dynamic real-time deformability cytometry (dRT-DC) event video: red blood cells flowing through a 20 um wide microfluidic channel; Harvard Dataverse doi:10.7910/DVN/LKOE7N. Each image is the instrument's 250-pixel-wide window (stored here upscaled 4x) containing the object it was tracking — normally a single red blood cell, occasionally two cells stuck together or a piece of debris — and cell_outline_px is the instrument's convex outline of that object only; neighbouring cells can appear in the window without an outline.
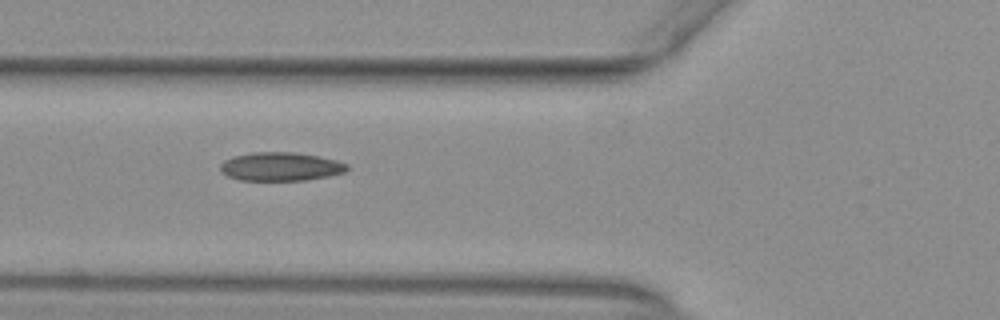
{"species": "common noctule bat (a hibernating species)", "species_latin": "Nyctalus noctula", "temperature_condition": "warm", "stored_images_in_passage": 29, "camera_frame_rate_fps": 3000, "um_per_image_px": 0.085, "animal": {"sex": "female", "body_mass_g": 29.2, "forearm_length_mm": 56.3}, "frame": {"image": 1, "passage_image": 4, "time_ms": 1.0, "image_size_px": [1000, 320], "cell_outline_px": [[348, 168], [344, 172], [328, 176], [304, 180], [240, 180], [228, 176], [220, 168], [220, 164], [224, 160], [232, 156], [252, 152], [292, 152], [316, 156], [336, 160], [348, 164]], "centroid_in_image_um": [23.83, 14.15], "position_along_channel_um": 102.0, "area_um2": 20.92}}
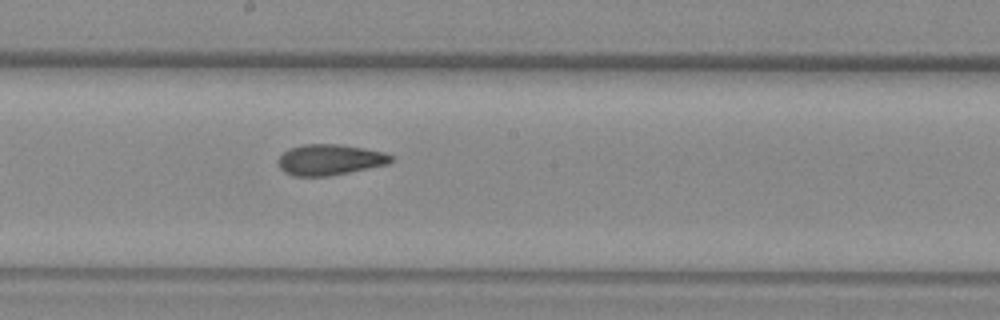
{"frame": {"image": 2, "passage_image": 13, "time_ms": 4.0, "image_size_px": [1000, 320], "cell_outline_px": [[392, 160], [388, 164], [328, 176], [292, 176], [284, 172], [280, 168], [280, 156], [288, 148], [304, 144], [340, 144], [364, 148], [384, 152], [392, 156]], "centroid_in_image_um": [28.02, 13.57], "position_along_channel_um": 220.2, "area_um2": 20.11}}
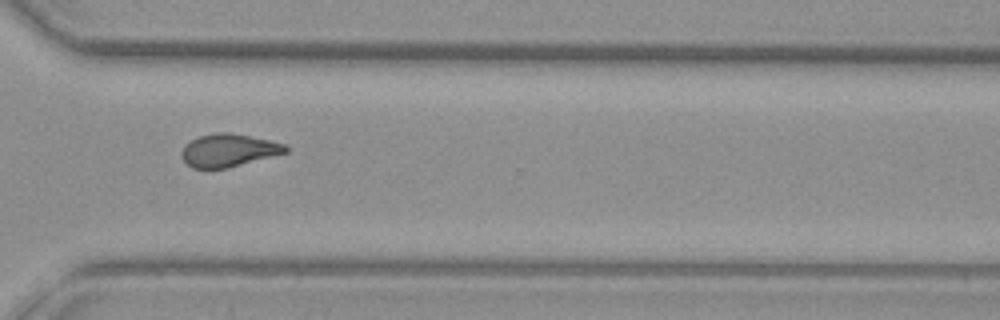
{"frame": {"image": 3, "passage_image": 23, "time_ms": 7.333, "image_size_px": [1000, 320], "cell_outline_px": [[288, 152], [228, 168], [192, 168], [180, 156], [180, 152], [184, 144], [200, 136], [216, 132], [228, 132], [272, 140], [288, 144]], "centroid_in_image_um": [19.45, 12.77], "position_along_channel_um": 351.2, "area_um2": 20.06}, "authors_computed_cell_mechanics": {"area_um2": 20.23, "velocity_mm_per_s": 3.9316, "shape_relaxation_time_tau1_ms": null, "shape_relaxation_time_tau2_ms": 1.7272, "deformation_change_tau1": null, "deformation_change_tau2": 0.0805}}